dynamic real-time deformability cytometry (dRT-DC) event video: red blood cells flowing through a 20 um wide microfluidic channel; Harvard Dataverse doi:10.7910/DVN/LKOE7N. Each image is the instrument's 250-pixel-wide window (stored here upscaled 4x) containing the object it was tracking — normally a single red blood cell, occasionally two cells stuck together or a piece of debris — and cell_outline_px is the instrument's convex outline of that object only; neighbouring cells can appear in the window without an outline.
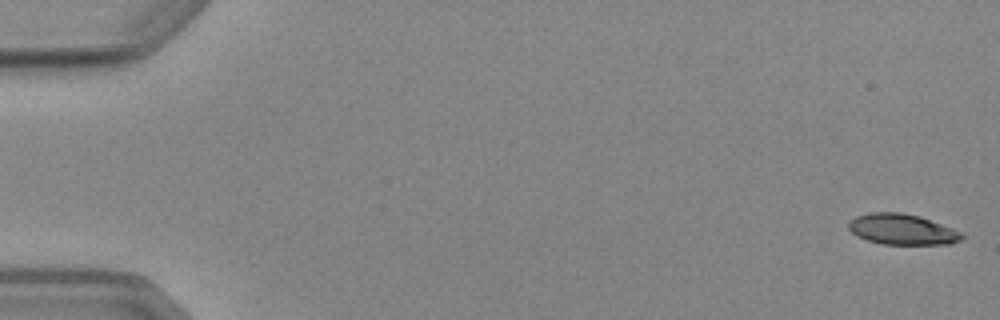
{"species": "Egyptian fruit bat (a non-hibernating species)", "species_latin": "Rousettus aegyptiacus", "temperature_condition": "cold", "stored_images_in_passage": 6, "camera_frame_rate_fps": 3000, "um_per_image_px": 0.085, "animal": {"sex": "female"}, "frame": {"image": 1, "passage_image": 1, "time_ms": 0.0, "image_size_px": [1000, 320], "cell_outline_px": [[964, 236], [960, 240], [952, 244], [880, 244], [856, 236], [848, 228], [848, 224], [856, 216], [868, 212], [900, 212], [920, 216], [960, 232]], "centroid_in_image_um": [76.64, 19.49], "position_along_channel_um": 8.4, "area_um2": 20.11}}
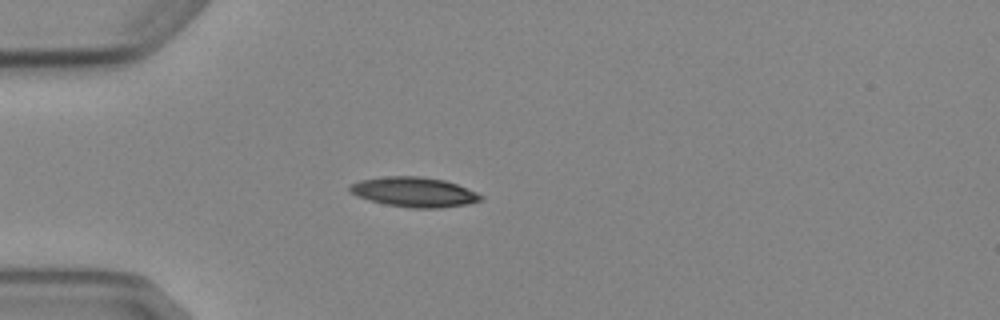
{"frame": {"image": 2, "passage_image": 5, "time_ms": 4.667, "image_size_px": [1000, 320], "cell_outline_px": [[484, 196], [480, 200], [468, 204], [440, 208], [412, 208], [384, 204], [368, 200], [356, 196], [348, 192], [348, 188], [352, 184], [360, 180], [384, 176], [420, 176], [444, 180], [456, 184], [476, 192]], "centroid_in_image_um": [35.16, 16.32], "position_along_channel_um": 49.8, "area_um2": 22.83}}